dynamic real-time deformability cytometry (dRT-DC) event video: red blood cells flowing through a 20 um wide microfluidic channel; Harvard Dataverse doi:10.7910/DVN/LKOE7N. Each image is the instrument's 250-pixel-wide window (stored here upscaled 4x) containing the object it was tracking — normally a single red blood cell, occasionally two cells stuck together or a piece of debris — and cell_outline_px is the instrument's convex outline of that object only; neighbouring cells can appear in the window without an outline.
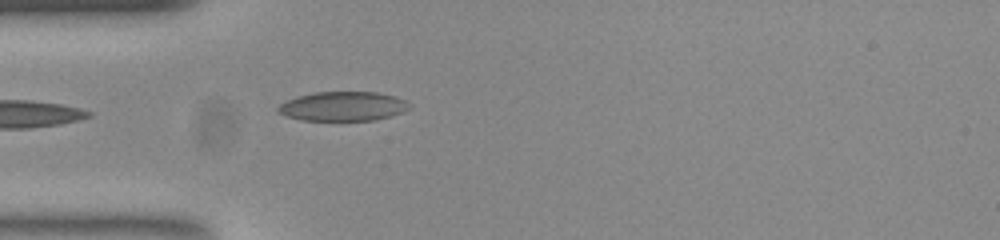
{"species": "common noctule bat (a hibernating species)", "species_latin": "Nyctalus noctula", "temperature_condition": "room temperature", "stored_images_in_passage": 23, "camera_frame_rate_fps": 3000, "um_per_image_px": 0.085, "animal": {"sex": "female", "body_mass_g": 23.0, "forearm_length_mm": 53.4}, "frame": {"image": 1, "passage_image": 1, "time_ms": 0.0, "image_size_px": [1000, 240], "cell_outline_px": [[412, 108], [404, 112], [392, 116], [376, 120], [304, 120], [288, 116], [276, 112], [276, 108], [280, 104], [296, 96], [316, 92], [376, 92], [396, 96], [412, 104]], "centroid_in_image_um": [29.21, 9.03], "position_along_channel_um": 55.8, "area_um2": 22.6}}